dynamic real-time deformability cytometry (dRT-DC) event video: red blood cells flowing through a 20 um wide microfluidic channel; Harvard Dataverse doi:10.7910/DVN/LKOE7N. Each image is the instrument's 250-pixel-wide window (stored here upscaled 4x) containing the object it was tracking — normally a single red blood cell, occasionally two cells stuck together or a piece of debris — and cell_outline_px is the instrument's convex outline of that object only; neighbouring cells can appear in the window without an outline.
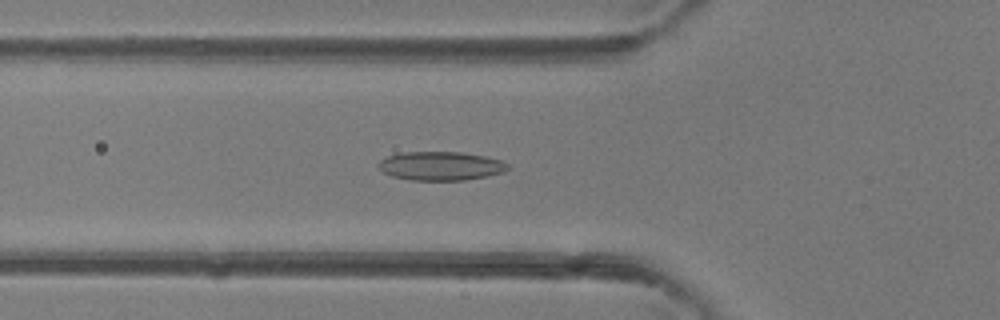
{"species": "common noctule bat (a hibernating species)", "species_latin": "Nyctalus noctula", "temperature_condition": "room temperature", "stored_images_in_passage": 33, "camera_frame_rate_fps": 3000, "um_per_image_px": 0.085, "animal": {"sex": "female"}, "frame": {"image": 1, "passage_image": 5, "time_ms": 1.333, "image_size_px": [1000, 320], "cell_outline_px": [[508, 168], [504, 172], [488, 176], [464, 180], [412, 180], [392, 176], [384, 172], [376, 164], [380, 160], [388, 156], [404, 152], [460, 152], [484, 156], [504, 160], [508, 164]], "centroid_in_image_um": [37.49, 14.1], "position_along_channel_um": 88.3, "area_um2": 21.68}}
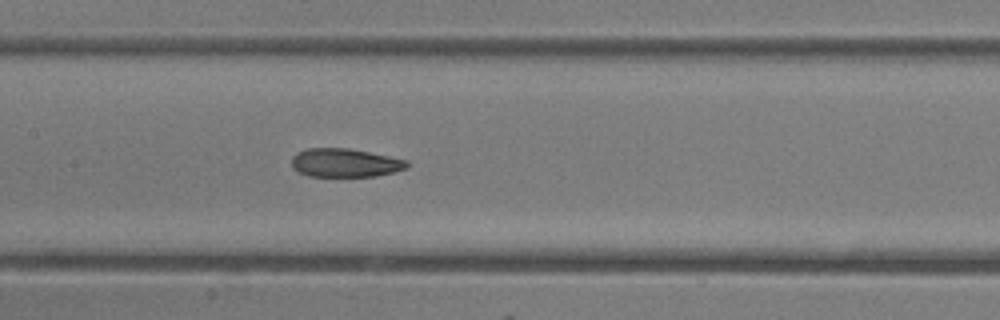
{"frame": {"image": 2, "passage_image": 11, "time_ms": 3.333, "image_size_px": [1000, 320], "cell_outline_px": [[408, 168], [376, 176], [308, 176], [296, 172], [292, 168], [292, 156], [296, 152], [308, 148], [348, 148], [408, 160]], "centroid_in_image_um": [29.28, 13.84], "position_along_channel_um": 178.1, "area_um2": 19.25}}
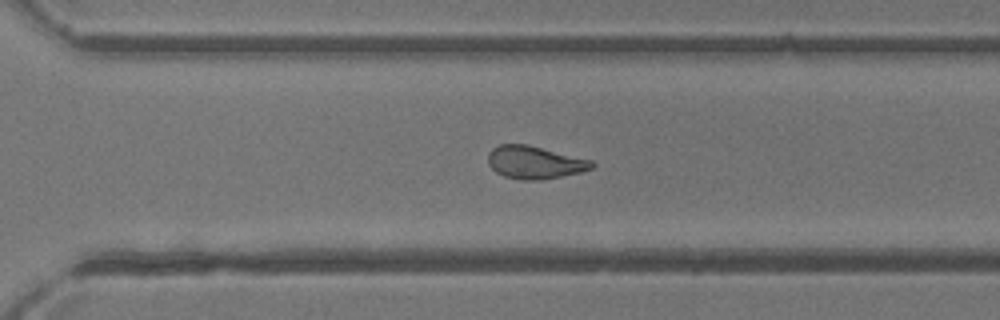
{"frame": {"image": 3, "passage_image": 21, "time_ms": 6.667, "image_size_px": [1000, 320], "cell_outline_px": [[596, 164], [592, 168], [580, 172], [540, 180], [520, 180], [504, 176], [496, 172], [488, 164], [488, 152], [492, 148], [500, 144], [528, 144], [592, 160]], "centroid_in_image_um": [45.43, 13.79], "position_along_channel_um": 325.2, "area_um2": 19.88}, "authors_computed_cell_mechanics": {"area_um2": 19.5942, "velocity_mm_per_s": 4.4367, "shape_relaxation_time_tau1_ms": null, "shape_relaxation_time_tau2_ms": 2.1585, "deformation_change_tau1": null, "deformation_change_tau2": 0.1024}}